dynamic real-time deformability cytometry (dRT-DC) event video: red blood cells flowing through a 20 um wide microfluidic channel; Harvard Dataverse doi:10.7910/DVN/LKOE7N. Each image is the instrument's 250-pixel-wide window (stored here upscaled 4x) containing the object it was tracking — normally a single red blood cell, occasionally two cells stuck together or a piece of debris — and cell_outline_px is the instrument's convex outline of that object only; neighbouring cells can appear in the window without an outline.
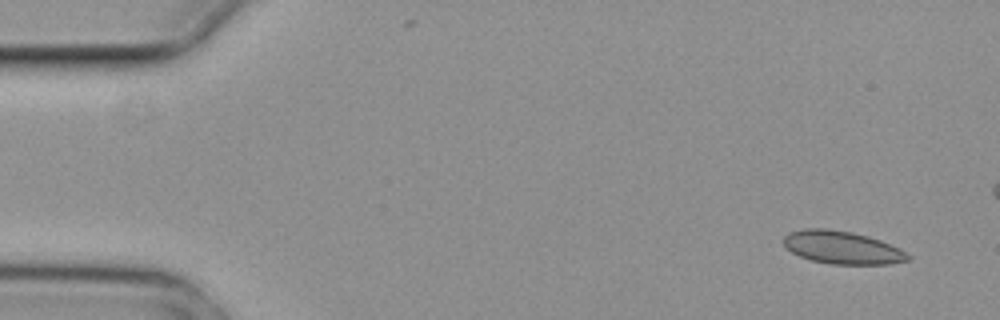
{"species": "common noctule bat (a hibernating species)", "species_latin": "Nyctalus noctula", "temperature_condition": "cold", "stored_images_in_passage": 5, "segment_of_instrument_passage": [2, 2], "camera_frame_rate_fps": 3000, "um_per_image_px": 0.085, "animal": {"sex": "female", "body_mass_g": 29.2, "forearm_length_mm": 56.3}, "frame": {"image": 1, "passage_image": 5, "time_ms": 1.333, "image_size_px": [1000, 320], "cell_outline_px": [[912, 256], [908, 260], [892, 264], [832, 264], [812, 260], [800, 256], [784, 248], [784, 236], [788, 232], [804, 228], [828, 228], [852, 232], [868, 236], [880, 240], [900, 248]], "centroid_in_image_um": [71.58, 21.03], "position_along_channel_um": 13.4, "area_um2": 23.99}}